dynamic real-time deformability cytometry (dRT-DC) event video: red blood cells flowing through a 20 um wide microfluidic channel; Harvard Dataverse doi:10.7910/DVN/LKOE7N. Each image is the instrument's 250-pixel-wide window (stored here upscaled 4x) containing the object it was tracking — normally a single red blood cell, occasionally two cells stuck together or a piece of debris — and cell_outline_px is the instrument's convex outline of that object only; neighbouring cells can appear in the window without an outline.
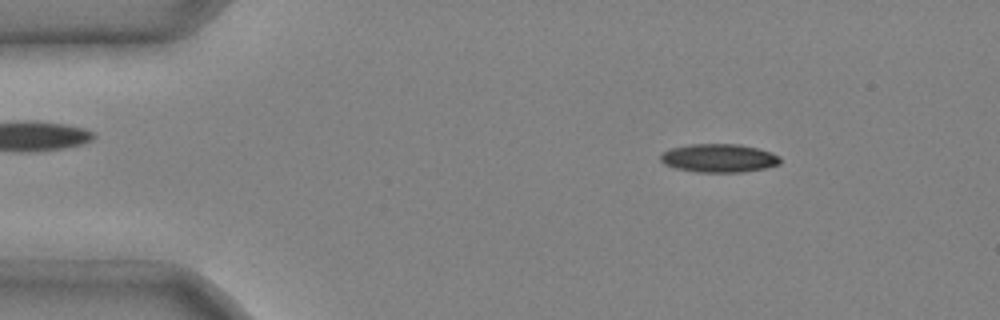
{"species": "common noctule bat (a hibernating species)", "species_latin": "Nyctalus noctula", "temperature_condition": "cold", "stored_images_in_passage": 4, "camera_frame_rate_fps": 3000, "um_per_image_px": 0.085, "animal": {"sex": "male", "body_mass_g": 20.4}, "frame": {"image": 1, "passage_image": 1, "time_ms": 0.0, "image_size_px": [1000, 320], "cell_outline_px": [[780, 164], [764, 168], [744, 172], [700, 172], [676, 168], [664, 164], [660, 160], [660, 156], [664, 152], [672, 148], [692, 144], [740, 144], [772, 152], [780, 156]], "centroid_in_image_um": [61.13, 13.44], "position_along_channel_um": 23.9, "area_um2": 19.71}}
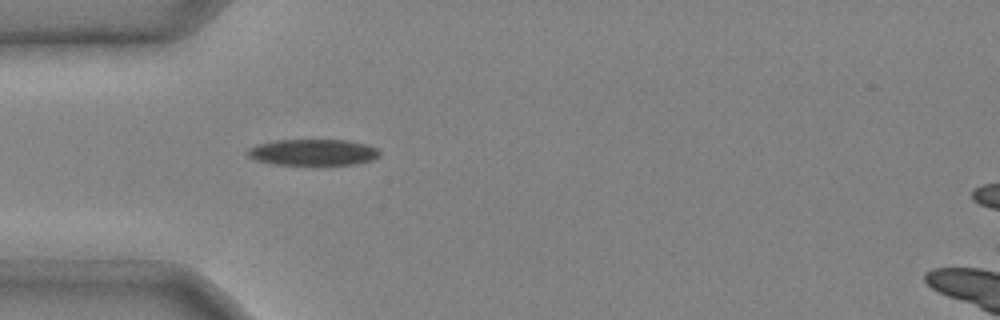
{"frame": {"image": 2, "passage_image": 3, "time_ms": 0.667, "image_size_px": [1000, 320], "cell_outline_px": [[380, 156], [372, 160], [356, 164], [316, 168], [272, 164], [256, 160], [248, 156], [244, 152], [248, 148], [256, 144], [276, 140], [348, 140], [368, 144], [376, 148], [380, 152]], "centroid_in_image_um": [26.6, 13.0], "position_along_channel_um": 58.4, "area_um2": 21.5}}